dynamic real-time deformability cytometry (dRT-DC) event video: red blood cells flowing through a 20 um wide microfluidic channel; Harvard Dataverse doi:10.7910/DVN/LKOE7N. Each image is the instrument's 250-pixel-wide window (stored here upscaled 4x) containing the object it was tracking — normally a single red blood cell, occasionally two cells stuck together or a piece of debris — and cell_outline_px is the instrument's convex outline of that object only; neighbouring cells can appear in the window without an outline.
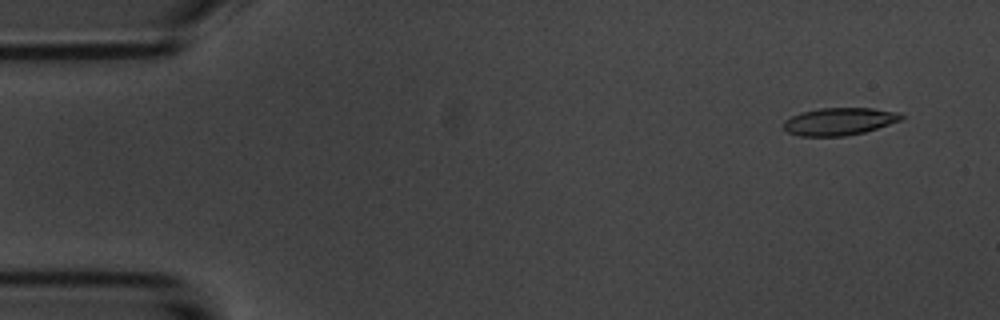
{"species": "common noctule bat (a hibernating species)", "species_latin": "Nyctalus noctula", "temperature_condition": "room temperature", "stored_images_in_passage": 7, "camera_frame_rate_fps": 3000, "um_per_image_px": 0.085, "animal": {"sex": "male", "body_mass_g": 20.1, "forearm_length_mm": 53.5}, "frame": {"image": 1, "passage_image": 1, "time_ms": 0.0, "image_size_px": [1000, 320], "cell_outline_px": [[904, 116], [900, 120], [864, 132], [844, 136], [800, 136], [788, 132], [784, 128], [784, 120], [800, 112], [820, 108], [872, 108], [900, 112]], "centroid_in_image_um": [71.32, 10.31], "position_along_channel_um": 13.7, "area_um2": 18.73}}
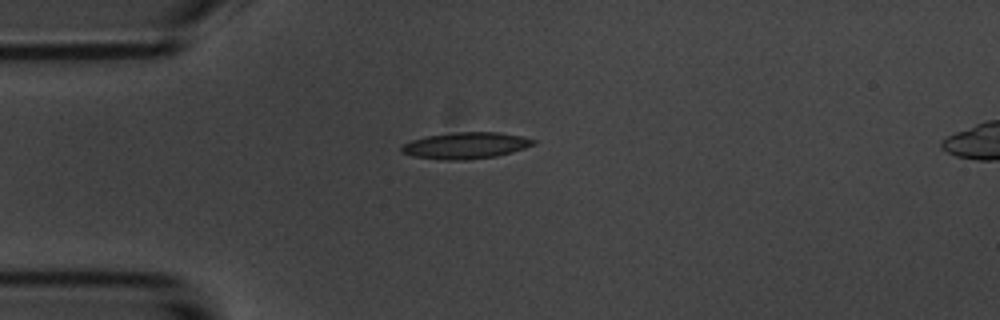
{"frame": {"image": 2, "passage_image": 4, "time_ms": 3.333, "image_size_px": [1000, 320], "cell_outline_px": [[536, 144], [524, 148], [496, 156], [464, 160], [444, 160], [412, 156], [400, 152], [400, 148], [404, 144], [412, 140], [428, 136], [452, 132], [496, 132], [524, 136], [536, 140]], "centroid_in_image_um": [39.58, 12.36], "position_along_channel_um": 45.4, "area_um2": 20.29}}
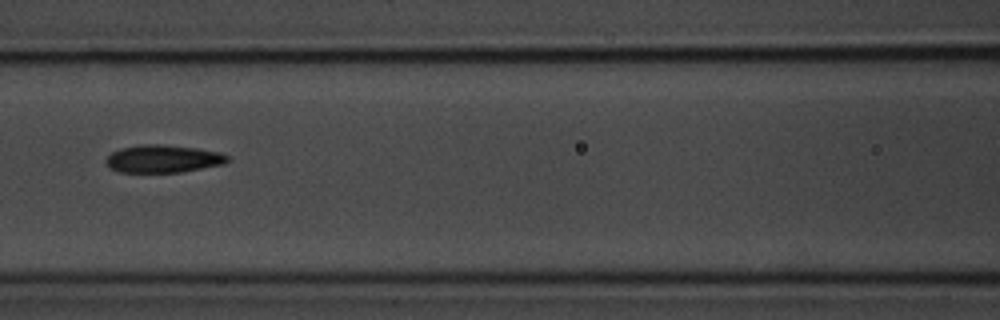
{"frame": {"image": 3, "passage_image": 7, "time_ms": 6.667, "image_size_px": [1000, 320], "cell_outline_px": [[232, 160], [224, 164], [180, 172], [120, 172], [108, 168], [104, 160], [112, 152], [120, 148], [140, 144], [160, 144], [196, 148], [220, 152], [228, 156]], "centroid_in_image_um": [13.85, 13.49], "position_along_channel_um": 152.8, "area_um2": 19.77}}